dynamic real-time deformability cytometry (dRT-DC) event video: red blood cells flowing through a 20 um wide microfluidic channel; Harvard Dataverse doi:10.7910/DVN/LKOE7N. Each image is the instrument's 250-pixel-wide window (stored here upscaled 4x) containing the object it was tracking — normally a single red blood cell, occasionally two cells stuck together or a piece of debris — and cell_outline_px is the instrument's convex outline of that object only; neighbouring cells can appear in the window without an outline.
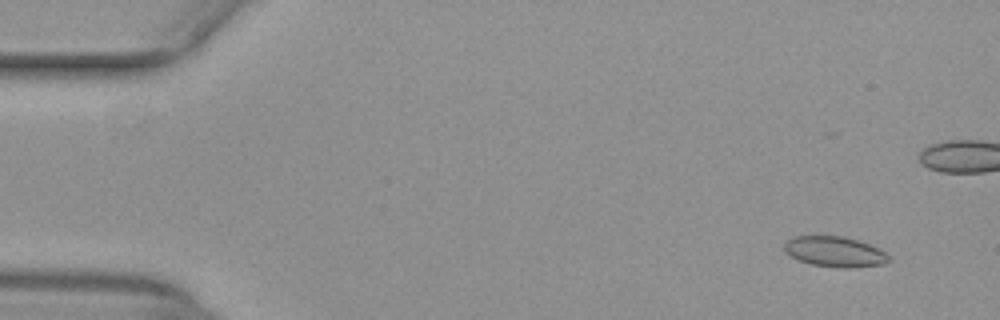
{"species": "common noctule bat (a hibernating species)", "species_latin": "Nyctalus noctula", "temperature_condition": "warm", "stored_images_in_passage": 52, "camera_frame_rate_fps": 3000, "um_per_image_px": 0.085, "animal": {"sex": "female", "body_mass_g": 29.2, "forearm_length_mm": 56.3}, "frame": {"image": 1, "passage_image": 3, "time_ms": 0.667, "image_size_px": [1000, 320], "cell_outline_px": [[892, 260], [884, 264], [848, 268], [836, 268], [812, 264], [800, 260], [784, 252], [784, 244], [792, 236], [844, 236], [880, 248]], "centroid_in_image_um": [70.96, 21.4], "position_along_channel_um": 14.0, "area_um2": 18.5}}
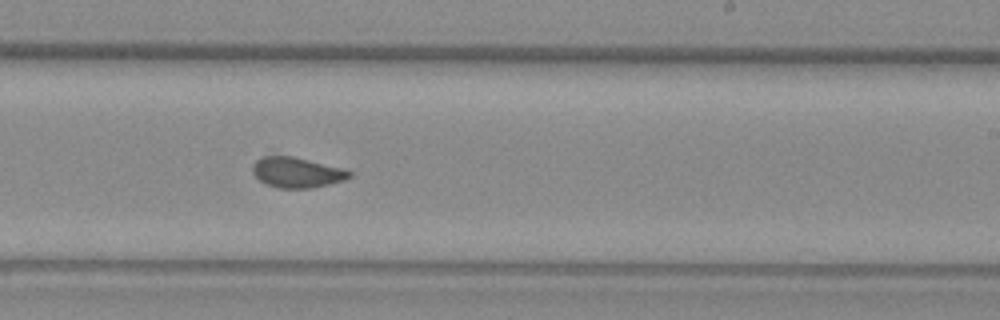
{"frame": {"image": 2, "passage_image": 31, "time_ms": 10.0, "image_size_px": [1000, 320], "cell_outline_px": [[352, 176], [344, 180], [312, 188], [280, 188], [268, 184], [260, 180], [252, 172], [252, 164], [256, 160], [264, 156], [292, 156], [348, 168], [352, 172]], "centroid_in_image_um": [25.29, 14.64], "position_along_channel_um": 263.7, "area_um2": 17.28}}
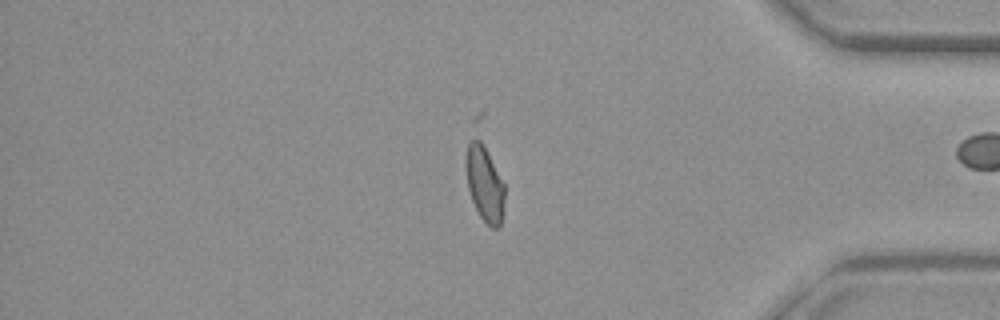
{"frame": {"image": 3, "passage_image": 43, "time_ms": 14.0, "image_size_px": [1000, 320], "cell_outline_px": [[504, 216], [500, 224], [496, 228], [492, 228], [480, 216], [472, 200], [468, 188], [464, 168], [464, 164], [468, 144], [472, 140], [480, 140], [504, 184]], "centroid_in_image_um": [41.18, 15.66], "position_along_channel_um": 394.0, "area_um2": 16.76}}